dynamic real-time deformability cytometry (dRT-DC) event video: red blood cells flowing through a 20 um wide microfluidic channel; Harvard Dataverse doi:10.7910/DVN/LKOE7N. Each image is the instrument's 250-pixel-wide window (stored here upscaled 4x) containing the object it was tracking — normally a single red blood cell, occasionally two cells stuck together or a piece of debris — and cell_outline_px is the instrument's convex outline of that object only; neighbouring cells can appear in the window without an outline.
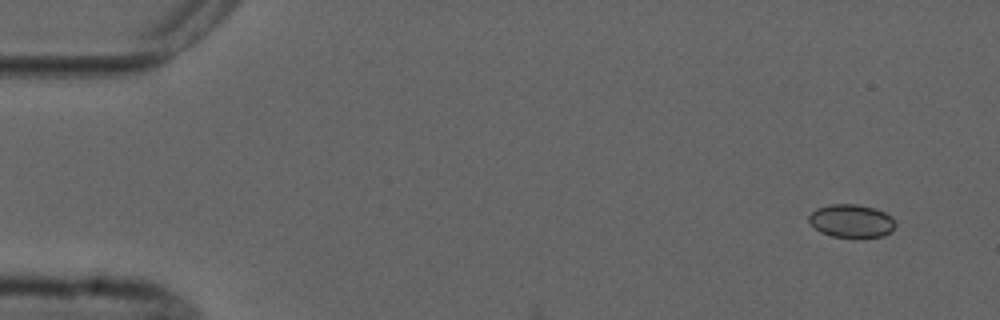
{"species": "common noctule bat (a hibernating species)", "species_latin": "Nyctalus noctula", "temperature_condition": "cold", "stored_images_in_passage": 8, "camera_frame_rate_fps": 3000, "um_per_image_px": 0.085, "animal": {"sex": "male", "forearm_length_mm": 52.5}, "frame": {"image": 1, "passage_image": 1, "time_ms": 0.0, "image_size_px": [1000, 320], "cell_outline_px": [[896, 224], [884, 236], [856, 240], [852, 240], [832, 236], [820, 232], [808, 220], [808, 216], [816, 208], [832, 204], [856, 204], [876, 208], [892, 216]], "centroid_in_image_um": [72.38, 18.82], "position_along_channel_um": 12.6, "area_um2": 17.22}}
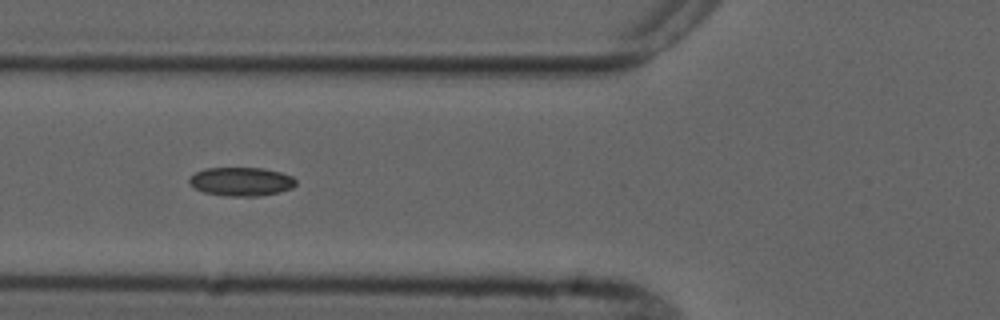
{"frame": {"image": 2, "passage_image": 6, "time_ms": 5.667, "image_size_px": [1000, 320], "cell_outline_px": [[296, 184], [292, 188], [280, 192], [256, 196], [228, 196], [204, 192], [196, 188], [188, 180], [196, 172], [204, 168], [264, 168], [280, 172], [292, 176], [296, 180]], "centroid_in_image_um": [20.54, 15.43], "position_along_channel_um": 105.3, "area_um2": 17.69}}
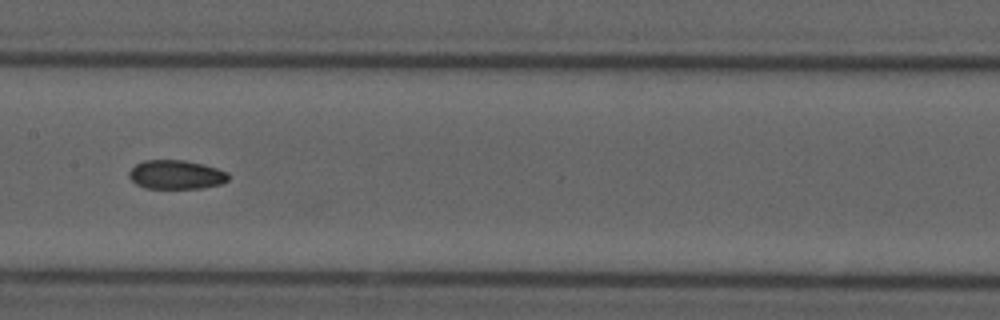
{"frame": {"image": 3, "passage_image": 8, "time_ms": 8.0, "image_size_px": [1000, 320], "cell_outline_px": [[228, 180], [220, 184], [200, 188], [144, 188], [136, 184], [128, 176], [128, 172], [136, 164], [144, 160], [184, 160], [204, 164], [228, 172]], "centroid_in_image_um": [14.95, 14.84], "position_along_channel_um": 192.4, "area_um2": 16.76}}